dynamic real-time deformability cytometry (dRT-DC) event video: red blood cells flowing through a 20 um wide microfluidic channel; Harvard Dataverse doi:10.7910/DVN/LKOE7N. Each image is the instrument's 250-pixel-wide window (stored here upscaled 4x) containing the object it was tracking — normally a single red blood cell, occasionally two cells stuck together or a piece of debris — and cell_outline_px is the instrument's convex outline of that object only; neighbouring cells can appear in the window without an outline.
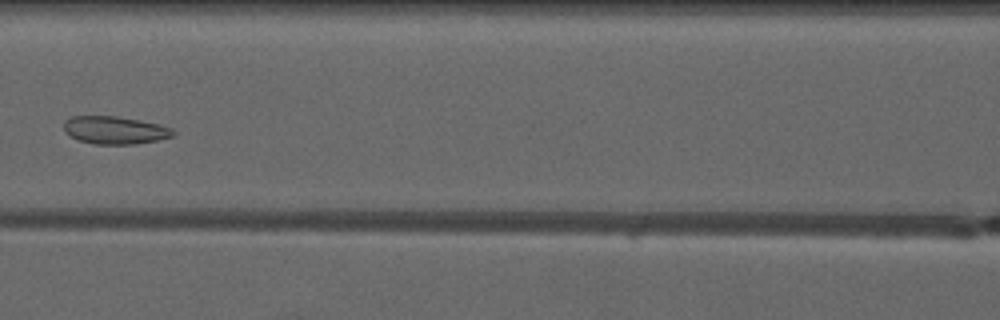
{"species": "common noctule bat (a hibernating species)", "species_latin": "Nyctalus noctula", "temperature_condition": "warm", "stored_images_in_passage": 6, "camera_frame_rate_fps": 3000, "um_per_image_px": 0.085, "animal": {"sex": "male", "forearm_length_mm": 52.5}, "frame": {"image": 1, "passage_image": 6, "time_ms": 6.0, "image_size_px": [1000, 320], "cell_outline_px": [[176, 132], [172, 136], [156, 140], [136, 144], [96, 144], [76, 140], [64, 132], [64, 120], [72, 116], [116, 116], [140, 120], [160, 124], [172, 128]], "centroid_in_image_um": [9.74, 11.06], "position_along_channel_um": 156.9, "area_um2": 17.8}}